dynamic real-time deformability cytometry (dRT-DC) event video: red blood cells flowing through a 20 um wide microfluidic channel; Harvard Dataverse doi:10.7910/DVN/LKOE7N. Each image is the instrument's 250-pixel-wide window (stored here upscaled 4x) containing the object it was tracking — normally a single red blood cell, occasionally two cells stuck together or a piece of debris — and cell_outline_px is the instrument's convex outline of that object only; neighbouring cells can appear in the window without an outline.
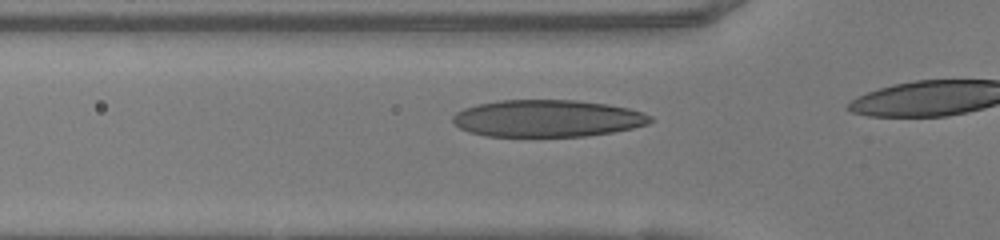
{"species": "human", "species_latin": "Homo sapiens", "temperature_condition": "warm", "stored_images_in_passage": 9, "camera_frame_rate_fps": 3000, "um_per_image_px": 0.085, "donor": {"sex": "female"}, "frame": {"image": 1, "passage_image": 4, "time_ms": 1.0, "image_size_px": [1000, 240], "cell_outline_px": [[652, 120], [648, 124], [632, 128], [612, 132], [584, 136], [484, 136], [468, 132], [460, 128], [452, 120], [452, 116], [456, 112], [464, 108], [476, 104], [500, 100], [576, 100], [608, 104], [628, 108], [644, 112], [652, 116]], "centroid_in_image_um": [46.52, 10.06], "position_along_channel_um": 79.3, "area_um2": 42.77}}
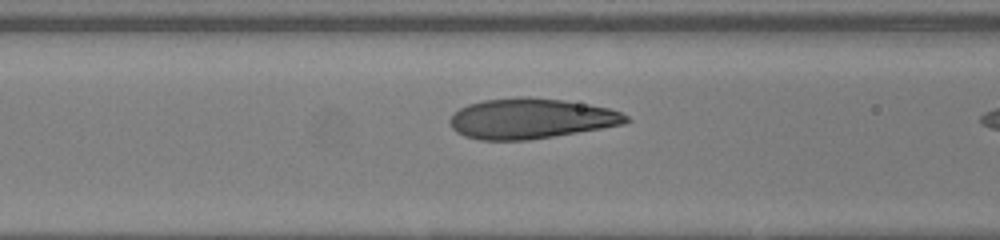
{"frame": {"image": 2, "passage_image": 7, "time_ms": 2.0, "image_size_px": [1000, 240], "cell_outline_px": [[632, 120], [624, 124], [528, 140], [480, 140], [464, 136], [456, 132], [452, 128], [448, 120], [460, 108], [468, 104], [484, 100], [516, 96], [528, 96], [564, 100], [588, 104], [608, 108], [620, 112], [628, 116]], "centroid_in_image_um": [45.1, 10.07], "position_along_channel_um": 121.5, "area_um2": 41.38}}